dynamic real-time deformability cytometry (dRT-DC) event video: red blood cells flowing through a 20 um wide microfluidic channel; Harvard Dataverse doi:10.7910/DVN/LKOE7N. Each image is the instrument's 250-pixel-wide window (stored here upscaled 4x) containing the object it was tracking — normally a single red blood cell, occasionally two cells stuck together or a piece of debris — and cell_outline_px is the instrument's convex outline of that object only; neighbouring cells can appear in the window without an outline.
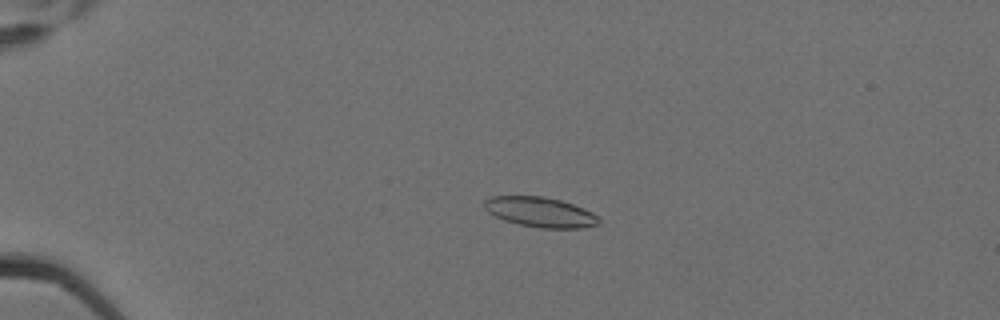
{"species": "Egyptian fruit bat (a non-hibernating species)", "species_latin": "Rousettus aegyptiacus", "temperature_condition": "cold", "stored_images_in_passage": 5, "camera_frame_rate_fps": 3000, "um_per_image_px": 0.085, "animal": {"sex": "female"}, "frame": {"image": 1, "passage_image": 4, "time_ms": 1.0, "image_size_px": [1000, 320], "cell_outline_px": [[600, 224], [580, 228], [540, 228], [520, 224], [504, 220], [488, 212], [484, 208], [484, 200], [492, 196], [544, 196], [560, 200], [584, 208], [592, 212], [600, 220]], "centroid_in_image_um": [45.92, 18.02], "position_along_channel_um": 39.1, "area_um2": 19.94}}